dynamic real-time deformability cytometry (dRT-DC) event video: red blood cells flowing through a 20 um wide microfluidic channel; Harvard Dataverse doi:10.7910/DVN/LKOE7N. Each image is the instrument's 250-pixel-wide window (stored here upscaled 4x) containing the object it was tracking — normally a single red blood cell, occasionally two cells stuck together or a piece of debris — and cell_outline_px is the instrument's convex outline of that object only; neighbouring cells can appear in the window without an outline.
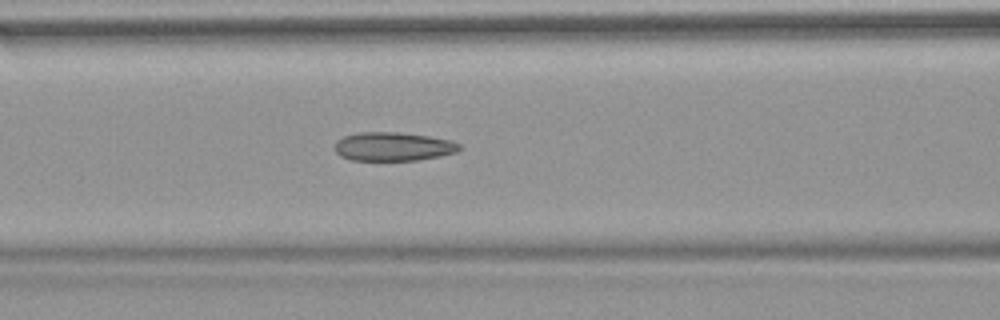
{"species": "common noctule bat (a hibernating species)", "species_latin": "Nyctalus noctula", "temperature_condition": "warm", "stored_images_in_passage": 37, "camera_frame_rate_fps": 3000, "um_per_image_px": 0.085, "animal": {"sex": "female", "body_mass_g": 18.4}, "frame": {"image": 1, "passage_image": 6, "time_ms": 1.667, "image_size_px": [1000, 320], "cell_outline_px": [[460, 148], [456, 152], [440, 156], [416, 160], [348, 160], [340, 156], [336, 152], [336, 140], [344, 136], [360, 132], [396, 132], [428, 136], [452, 140], [460, 144]], "centroid_in_image_um": [33.41, 12.46], "position_along_channel_um": 133.2, "area_um2": 20.81}, "authors_computed_cell_mechanics": {"area_um2": 20.808, "velocity_mm_per_s": 3.8268, "shape_relaxation_time_tau1_ms": null, "shape_relaxation_time_tau2_ms": 2.4574, "deformation_change_tau1": null, "deformation_change_tau2": 0.099}}